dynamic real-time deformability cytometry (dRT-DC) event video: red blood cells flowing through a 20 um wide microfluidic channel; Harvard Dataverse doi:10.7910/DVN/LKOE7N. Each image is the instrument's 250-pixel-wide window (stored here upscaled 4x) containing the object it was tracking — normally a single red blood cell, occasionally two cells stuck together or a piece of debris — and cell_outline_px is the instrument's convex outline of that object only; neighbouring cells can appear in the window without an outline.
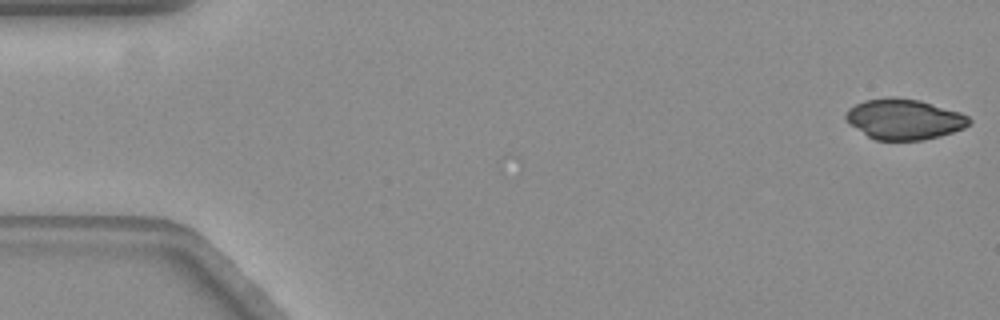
{"species": "common noctule bat (a hibernating species)", "species_latin": "Nyctalus noctula", "temperature_condition": "warm", "stored_images_in_passage": 3, "camera_frame_rate_fps": 3000, "um_per_image_px": 0.085, "animal": {"sex": "female", "body_mass_g": 19.3, "forearm_length_mm": 54.1}, "frame": {"image": 1, "passage_image": 1, "time_ms": 0.0, "image_size_px": [1000, 320], "cell_outline_px": [[972, 120], [964, 128], [940, 136], [924, 140], [876, 140], [868, 136], [852, 124], [844, 116], [848, 108], [864, 100], [888, 96], [896, 96], [920, 100], [960, 112], [968, 116]], "centroid_in_image_um": [76.87, 10.11], "position_along_channel_um": 8.1, "area_um2": 29.07}}